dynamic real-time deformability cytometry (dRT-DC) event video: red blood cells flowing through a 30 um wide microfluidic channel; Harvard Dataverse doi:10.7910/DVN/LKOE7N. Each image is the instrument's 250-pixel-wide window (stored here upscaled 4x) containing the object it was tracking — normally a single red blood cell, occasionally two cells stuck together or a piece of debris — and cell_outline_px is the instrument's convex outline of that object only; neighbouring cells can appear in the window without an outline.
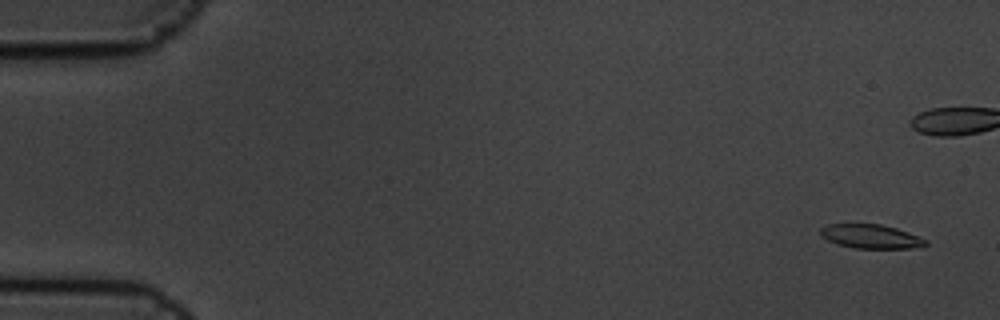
{"species": "common noctule bat (a hibernating species)", "species_latin": "Nyctalus noctula", "temperature_condition": "cold", "stored_images_in_passage": 10, "camera_frame_rate_fps": 3000, "um_per_image_px": 0.085, "animal": {"sex": "male", "body_mass_g": 19.5, "forearm_length_mm": 54.6}, "frame": {"image": 1, "passage_image": 1, "time_ms": 0.0, "image_size_px": [1000, 320], "cell_outline_px": [[928, 244], [924, 248], [856, 248], [836, 244], [820, 236], [820, 228], [824, 224], [880, 224], [896, 228], [908, 232], [928, 240]], "centroid_in_image_um": [74.04, 20.1], "position_along_channel_um": 11.0, "area_um2": 14.91}}
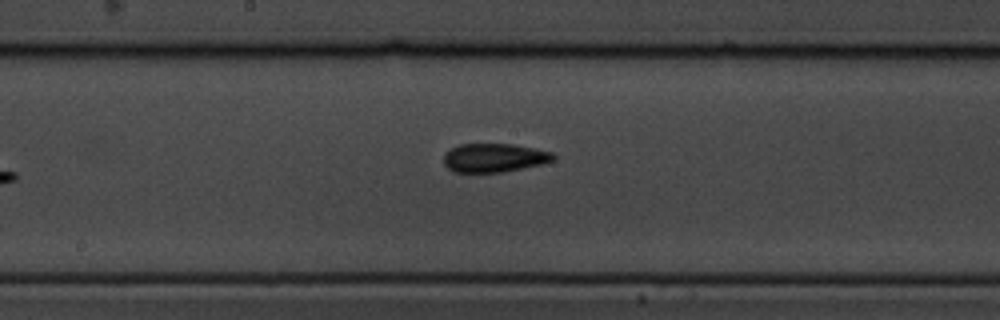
{"frame": {"image": 2, "passage_image": 10, "time_ms": 3.0, "image_size_px": [1000, 320], "cell_outline_px": [[556, 156], [552, 160], [540, 164], [500, 172], [452, 172], [444, 164], [444, 156], [452, 148], [460, 144], [512, 144], [552, 152]], "centroid_in_image_um": [41.97, 13.41], "position_along_channel_um": 206.2, "area_um2": 17.98}}